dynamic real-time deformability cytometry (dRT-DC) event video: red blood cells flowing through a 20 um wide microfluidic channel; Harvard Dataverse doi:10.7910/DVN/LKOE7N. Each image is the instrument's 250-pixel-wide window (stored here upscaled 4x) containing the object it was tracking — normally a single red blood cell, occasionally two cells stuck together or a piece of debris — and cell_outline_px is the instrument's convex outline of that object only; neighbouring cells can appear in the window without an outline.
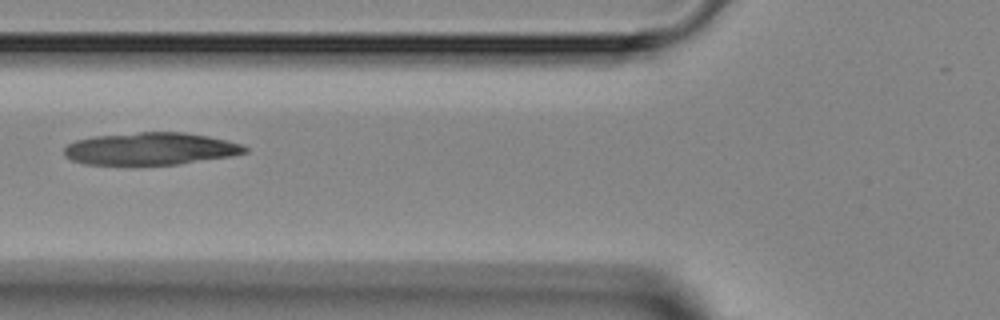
{"species": "Egyptian fruit bat (a non-hibernating species)", "species_latin": "Rousettus aegyptiacus", "temperature_condition": "room temperature", "stored_images_in_passage": 3, "camera_frame_rate_fps": 3000, "um_per_image_px": 0.085, "animal": {"sex": "female"}, "frame": {"image": 1, "passage_image": 2, "time_ms": 2.0, "image_size_px": [1000, 320], "cell_outline_px": [[248, 152], [232, 156], [180, 164], [84, 164], [72, 160], [64, 156], [64, 148], [68, 144], [76, 140], [96, 136], [140, 132], [184, 132], [208, 136], [240, 144], [248, 148]], "centroid_in_image_um": [12.8, 12.64], "position_along_channel_um": 113.0, "area_um2": 33.87}}
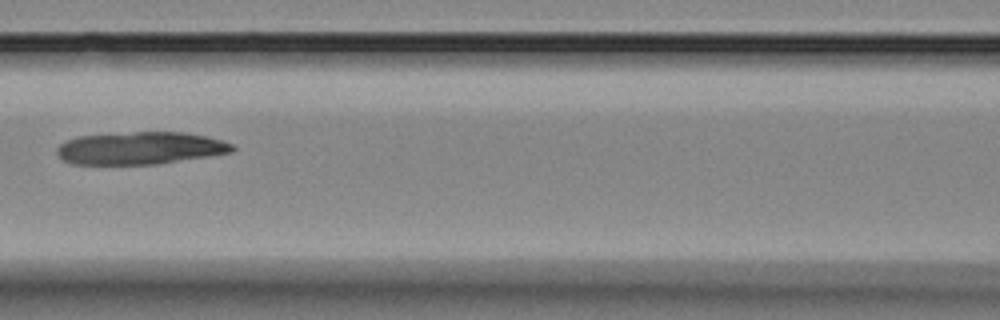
{"frame": {"image": 2, "passage_image": 3, "time_ms": 3.0, "image_size_px": [1000, 320], "cell_outline_px": [[236, 148], [232, 152], [208, 156], [156, 164], [72, 164], [64, 160], [56, 152], [56, 148], [64, 140], [76, 136], [136, 132], [184, 132], [224, 140], [232, 144]], "centroid_in_image_um": [11.9, 12.58], "position_along_channel_um": 154.7, "area_um2": 33.18}}